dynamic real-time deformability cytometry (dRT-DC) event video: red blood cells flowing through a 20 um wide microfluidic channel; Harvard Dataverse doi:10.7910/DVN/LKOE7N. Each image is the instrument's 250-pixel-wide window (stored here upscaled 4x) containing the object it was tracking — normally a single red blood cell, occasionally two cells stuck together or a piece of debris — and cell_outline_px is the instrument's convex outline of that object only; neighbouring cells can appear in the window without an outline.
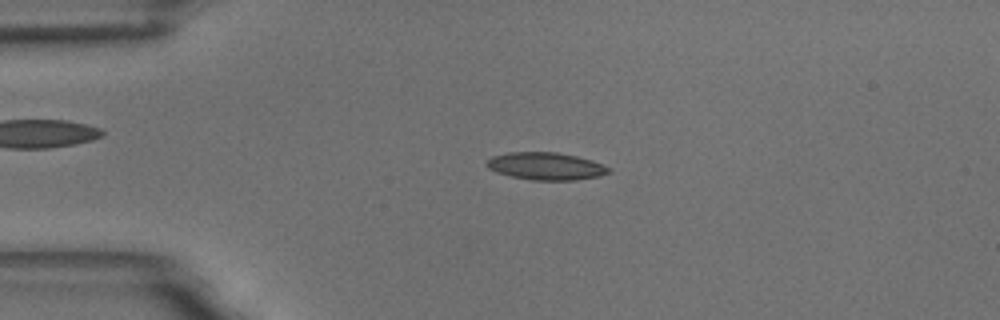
{"species": "common noctule bat (a hibernating species)", "species_latin": "Nyctalus noctula", "temperature_condition": "room temperature", "stored_images_in_passage": 50, "camera_frame_rate_fps": 3000, "um_per_image_px": 0.085, "animal": {"sex": "male", "body_mass_g": 18.8}, "frame": {"image": 1, "passage_image": 7, "time_ms": 2.0, "image_size_px": [1000, 320], "cell_outline_px": [[612, 172], [600, 176], [576, 180], [532, 180], [512, 176], [496, 172], [488, 168], [484, 164], [492, 156], [508, 152], [556, 152], [576, 156], [592, 160], [612, 168]], "centroid_in_image_um": [46.42, 14.12], "position_along_channel_um": 38.6, "area_um2": 19.65}}
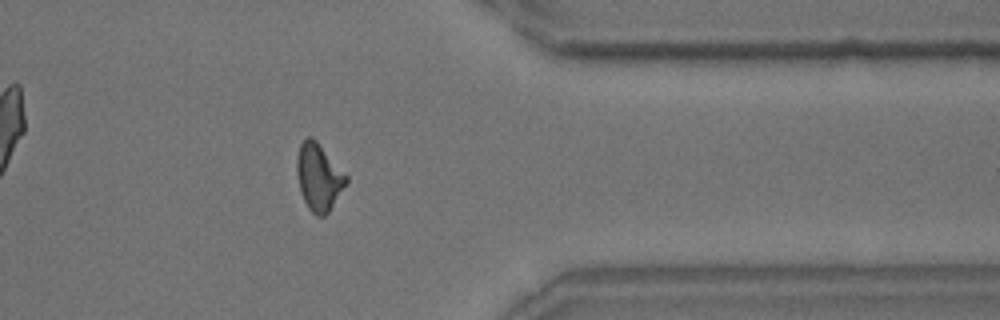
{"frame": {"image": 2, "passage_image": 39, "time_ms": 12.667, "image_size_px": [1000, 320], "cell_outline_px": [[348, 180], [328, 212], [324, 216], [316, 216], [308, 208], [300, 192], [296, 172], [296, 156], [300, 144], [308, 136], [312, 136], [316, 140], [348, 176]], "centroid_in_image_um": [27.06, 15.03], "position_along_channel_um": 384.3, "area_um2": 19.19}}
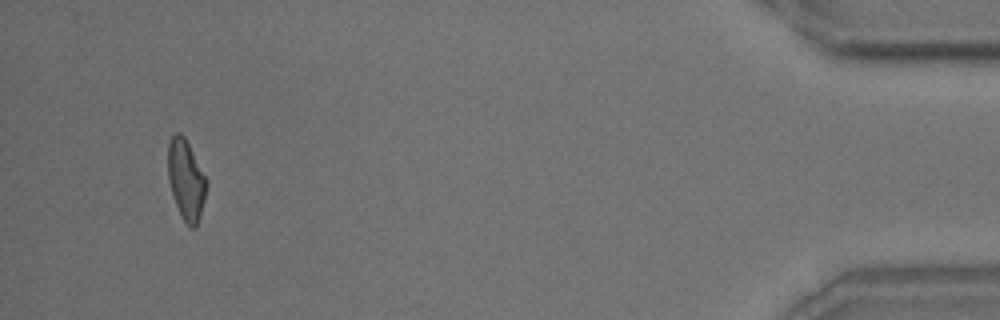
{"frame": {"image": 3, "passage_image": 47, "time_ms": 15.333, "image_size_px": [1000, 320], "cell_outline_px": [[208, 184], [200, 216], [196, 228], [188, 228], [172, 196], [168, 180], [168, 144], [172, 136], [176, 132], [180, 132], [184, 136], [208, 180]], "centroid_in_image_um": [15.82, 15.29], "position_along_channel_um": 419.4, "area_um2": 18.09}, "authors_computed_cell_mechanics": {"area_um2": 18.6405, "velocity_mm_per_s": 3.6303, "shape_relaxation_time_tau1_ms": 9.7228, "shape_relaxation_time_tau2_ms": 3.0797, "deformation_change_tau1": 0.2106, "deformation_change_tau2": 0.0996}}